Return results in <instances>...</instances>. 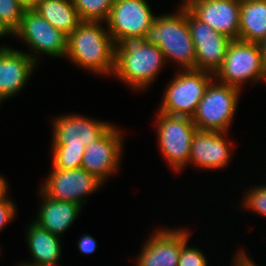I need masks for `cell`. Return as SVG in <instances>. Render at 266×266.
Returning <instances> with one entry per match:
<instances>
[{
    "instance_id": "11",
    "label": "cell",
    "mask_w": 266,
    "mask_h": 266,
    "mask_svg": "<svg viewBox=\"0 0 266 266\" xmlns=\"http://www.w3.org/2000/svg\"><path fill=\"white\" fill-rule=\"evenodd\" d=\"M123 130L112 125L95 142L86 146L81 168L95 176L103 184L119 171L124 149Z\"/></svg>"
},
{
    "instance_id": "29",
    "label": "cell",
    "mask_w": 266,
    "mask_h": 266,
    "mask_svg": "<svg viewBox=\"0 0 266 266\" xmlns=\"http://www.w3.org/2000/svg\"><path fill=\"white\" fill-rule=\"evenodd\" d=\"M25 9H34L43 0H19Z\"/></svg>"
},
{
    "instance_id": "9",
    "label": "cell",
    "mask_w": 266,
    "mask_h": 266,
    "mask_svg": "<svg viewBox=\"0 0 266 266\" xmlns=\"http://www.w3.org/2000/svg\"><path fill=\"white\" fill-rule=\"evenodd\" d=\"M51 149L85 150L95 142L113 124L108 121L95 120L83 114H66L53 118Z\"/></svg>"
},
{
    "instance_id": "24",
    "label": "cell",
    "mask_w": 266,
    "mask_h": 266,
    "mask_svg": "<svg viewBox=\"0 0 266 266\" xmlns=\"http://www.w3.org/2000/svg\"><path fill=\"white\" fill-rule=\"evenodd\" d=\"M243 194V199L240 201L241 206L254 212L255 215L266 217V184H257L254 187L252 185Z\"/></svg>"
},
{
    "instance_id": "13",
    "label": "cell",
    "mask_w": 266,
    "mask_h": 266,
    "mask_svg": "<svg viewBox=\"0 0 266 266\" xmlns=\"http://www.w3.org/2000/svg\"><path fill=\"white\" fill-rule=\"evenodd\" d=\"M187 21L195 47V70L215 74L224 61L231 39L197 19L188 9Z\"/></svg>"
},
{
    "instance_id": "21",
    "label": "cell",
    "mask_w": 266,
    "mask_h": 266,
    "mask_svg": "<svg viewBox=\"0 0 266 266\" xmlns=\"http://www.w3.org/2000/svg\"><path fill=\"white\" fill-rule=\"evenodd\" d=\"M34 10L67 36L81 22L72 0H43Z\"/></svg>"
},
{
    "instance_id": "5",
    "label": "cell",
    "mask_w": 266,
    "mask_h": 266,
    "mask_svg": "<svg viewBox=\"0 0 266 266\" xmlns=\"http://www.w3.org/2000/svg\"><path fill=\"white\" fill-rule=\"evenodd\" d=\"M241 90L213 79L198 103L192 121L199 130L229 132L238 109Z\"/></svg>"
},
{
    "instance_id": "28",
    "label": "cell",
    "mask_w": 266,
    "mask_h": 266,
    "mask_svg": "<svg viewBox=\"0 0 266 266\" xmlns=\"http://www.w3.org/2000/svg\"><path fill=\"white\" fill-rule=\"evenodd\" d=\"M78 249L83 255H91L97 249V241L88 233L83 234L77 241Z\"/></svg>"
},
{
    "instance_id": "23",
    "label": "cell",
    "mask_w": 266,
    "mask_h": 266,
    "mask_svg": "<svg viewBox=\"0 0 266 266\" xmlns=\"http://www.w3.org/2000/svg\"><path fill=\"white\" fill-rule=\"evenodd\" d=\"M24 11L19 0H0V25L10 36L19 27Z\"/></svg>"
},
{
    "instance_id": "30",
    "label": "cell",
    "mask_w": 266,
    "mask_h": 266,
    "mask_svg": "<svg viewBox=\"0 0 266 266\" xmlns=\"http://www.w3.org/2000/svg\"><path fill=\"white\" fill-rule=\"evenodd\" d=\"M3 177V175H0V198H2L6 193H9V185H7V180Z\"/></svg>"
},
{
    "instance_id": "27",
    "label": "cell",
    "mask_w": 266,
    "mask_h": 266,
    "mask_svg": "<svg viewBox=\"0 0 266 266\" xmlns=\"http://www.w3.org/2000/svg\"><path fill=\"white\" fill-rule=\"evenodd\" d=\"M17 206L7 193L0 198V232L15 219Z\"/></svg>"
},
{
    "instance_id": "20",
    "label": "cell",
    "mask_w": 266,
    "mask_h": 266,
    "mask_svg": "<svg viewBox=\"0 0 266 266\" xmlns=\"http://www.w3.org/2000/svg\"><path fill=\"white\" fill-rule=\"evenodd\" d=\"M266 37V0L242 1L239 40L259 43Z\"/></svg>"
},
{
    "instance_id": "14",
    "label": "cell",
    "mask_w": 266,
    "mask_h": 266,
    "mask_svg": "<svg viewBox=\"0 0 266 266\" xmlns=\"http://www.w3.org/2000/svg\"><path fill=\"white\" fill-rule=\"evenodd\" d=\"M152 233L144 241L136 266H178L181 246L191 238V231L160 227Z\"/></svg>"
},
{
    "instance_id": "1",
    "label": "cell",
    "mask_w": 266,
    "mask_h": 266,
    "mask_svg": "<svg viewBox=\"0 0 266 266\" xmlns=\"http://www.w3.org/2000/svg\"><path fill=\"white\" fill-rule=\"evenodd\" d=\"M104 23L81 21L67 36L65 59L68 58L77 67L95 75L112 76L116 47Z\"/></svg>"
},
{
    "instance_id": "26",
    "label": "cell",
    "mask_w": 266,
    "mask_h": 266,
    "mask_svg": "<svg viewBox=\"0 0 266 266\" xmlns=\"http://www.w3.org/2000/svg\"><path fill=\"white\" fill-rule=\"evenodd\" d=\"M187 240L180 249L178 266H208L206 254L199 247L188 245Z\"/></svg>"
},
{
    "instance_id": "31",
    "label": "cell",
    "mask_w": 266,
    "mask_h": 266,
    "mask_svg": "<svg viewBox=\"0 0 266 266\" xmlns=\"http://www.w3.org/2000/svg\"><path fill=\"white\" fill-rule=\"evenodd\" d=\"M258 44L261 50L264 65L266 67V37L262 39Z\"/></svg>"
},
{
    "instance_id": "8",
    "label": "cell",
    "mask_w": 266,
    "mask_h": 266,
    "mask_svg": "<svg viewBox=\"0 0 266 266\" xmlns=\"http://www.w3.org/2000/svg\"><path fill=\"white\" fill-rule=\"evenodd\" d=\"M26 44V52L38 65L40 54L54 58H65L67 35L54 28L34 9H25L17 30L11 35ZM33 51V52H32Z\"/></svg>"
},
{
    "instance_id": "7",
    "label": "cell",
    "mask_w": 266,
    "mask_h": 266,
    "mask_svg": "<svg viewBox=\"0 0 266 266\" xmlns=\"http://www.w3.org/2000/svg\"><path fill=\"white\" fill-rule=\"evenodd\" d=\"M156 115L154 124L159 151L167 166L180 173L189 165L191 143L197 127L189 117L170 116L158 111Z\"/></svg>"
},
{
    "instance_id": "3",
    "label": "cell",
    "mask_w": 266,
    "mask_h": 266,
    "mask_svg": "<svg viewBox=\"0 0 266 266\" xmlns=\"http://www.w3.org/2000/svg\"><path fill=\"white\" fill-rule=\"evenodd\" d=\"M177 9L172 14H156L144 39L159 47L167 64L174 63L177 70H195V47L188 27L187 8Z\"/></svg>"
},
{
    "instance_id": "25",
    "label": "cell",
    "mask_w": 266,
    "mask_h": 266,
    "mask_svg": "<svg viewBox=\"0 0 266 266\" xmlns=\"http://www.w3.org/2000/svg\"><path fill=\"white\" fill-rule=\"evenodd\" d=\"M52 167L57 170H72L81 168L85 150L51 149Z\"/></svg>"
},
{
    "instance_id": "19",
    "label": "cell",
    "mask_w": 266,
    "mask_h": 266,
    "mask_svg": "<svg viewBox=\"0 0 266 266\" xmlns=\"http://www.w3.org/2000/svg\"><path fill=\"white\" fill-rule=\"evenodd\" d=\"M26 228V243L33 261L18 263L22 266H59L62 256L61 237L44 230L33 220Z\"/></svg>"
},
{
    "instance_id": "15",
    "label": "cell",
    "mask_w": 266,
    "mask_h": 266,
    "mask_svg": "<svg viewBox=\"0 0 266 266\" xmlns=\"http://www.w3.org/2000/svg\"><path fill=\"white\" fill-rule=\"evenodd\" d=\"M37 66L23 50L0 44V105L25 88Z\"/></svg>"
},
{
    "instance_id": "18",
    "label": "cell",
    "mask_w": 266,
    "mask_h": 266,
    "mask_svg": "<svg viewBox=\"0 0 266 266\" xmlns=\"http://www.w3.org/2000/svg\"><path fill=\"white\" fill-rule=\"evenodd\" d=\"M41 205L34 222L53 235L61 237L77 220L82 207L79 204L51 199L40 189Z\"/></svg>"
},
{
    "instance_id": "33",
    "label": "cell",
    "mask_w": 266,
    "mask_h": 266,
    "mask_svg": "<svg viewBox=\"0 0 266 266\" xmlns=\"http://www.w3.org/2000/svg\"><path fill=\"white\" fill-rule=\"evenodd\" d=\"M6 36L10 37V35L0 25V39H3L4 37L6 38Z\"/></svg>"
},
{
    "instance_id": "16",
    "label": "cell",
    "mask_w": 266,
    "mask_h": 266,
    "mask_svg": "<svg viewBox=\"0 0 266 266\" xmlns=\"http://www.w3.org/2000/svg\"><path fill=\"white\" fill-rule=\"evenodd\" d=\"M227 132L197 129L194 133L189 164L206 170H220L232 159L233 140ZM231 140V141H230Z\"/></svg>"
},
{
    "instance_id": "17",
    "label": "cell",
    "mask_w": 266,
    "mask_h": 266,
    "mask_svg": "<svg viewBox=\"0 0 266 266\" xmlns=\"http://www.w3.org/2000/svg\"><path fill=\"white\" fill-rule=\"evenodd\" d=\"M240 6V0H199L187 9L215 31L234 40L239 38Z\"/></svg>"
},
{
    "instance_id": "2",
    "label": "cell",
    "mask_w": 266,
    "mask_h": 266,
    "mask_svg": "<svg viewBox=\"0 0 266 266\" xmlns=\"http://www.w3.org/2000/svg\"><path fill=\"white\" fill-rule=\"evenodd\" d=\"M115 47L113 76L135 91L149 88L167 64L159 47L146 43L144 37H124Z\"/></svg>"
},
{
    "instance_id": "22",
    "label": "cell",
    "mask_w": 266,
    "mask_h": 266,
    "mask_svg": "<svg viewBox=\"0 0 266 266\" xmlns=\"http://www.w3.org/2000/svg\"><path fill=\"white\" fill-rule=\"evenodd\" d=\"M81 21L105 22L115 0H72Z\"/></svg>"
},
{
    "instance_id": "6",
    "label": "cell",
    "mask_w": 266,
    "mask_h": 266,
    "mask_svg": "<svg viewBox=\"0 0 266 266\" xmlns=\"http://www.w3.org/2000/svg\"><path fill=\"white\" fill-rule=\"evenodd\" d=\"M165 86L158 112L192 118L214 74L201 70H176Z\"/></svg>"
},
{
    "instance_id": "4",
    "label": "cell",
    "mask_w": 266,
    "mask_h": 266,
    "mask_svg": "<svg viewBox=\"0 0 266 266\" xmlns=\"http://www.w3.org/2000/svg\"><path fill=\"white\" fill-rule=\"evenodd\" d=\"M214 79L242 90L244 84L266 82V67L258 43L231 40L221 67Z\"/></svg>"
},
{
    "instance_id": "10",
    "label": "cell",
    "mask_w": 266,
    "mask_h": 266,
    "mask_svg": "<svg viewBox=\"0 0 266 266\" xmlns=\"http://www.w3.org/2000/svg\"><path fill=\"white\" fill-rule=\"evenodd\" d=\"M103 184L83 168L57 170L53 167L40 186V190L49 198L73 202L84 207L87 195L97 192Z\"/></svg>"
},
{
    "instance_id": "32",
    "label": "cell",
    "mask_w": 266,
    "mask_h": 266,
    "mask_svg": "<svg viewBox=\"0 0 266 266\" xmlns=\"http://www.w3.org/2000/svg\"><path fill=\"white\" fill-rule=\"evenodd\" d=\"M199 1V0H183L181 4L178 5L177 8H188L192 3Z\"/></svg>"
},
{
    "instance_id": "12",
    "label": "cell",
    "mask_w": 266,
    "mask_h": 266,
    "mask_svg": "<svg viewBox=\"0 0 266 266\" xmlns=\"http://www.w3.org/2000/svg\"><path fill=\"white\" fill-rule=\"evenodd\" d=\"M155 17L147 0H115L105 25L116 44L127 36L144 37Z\"/></svg>"
}]
</instances>
